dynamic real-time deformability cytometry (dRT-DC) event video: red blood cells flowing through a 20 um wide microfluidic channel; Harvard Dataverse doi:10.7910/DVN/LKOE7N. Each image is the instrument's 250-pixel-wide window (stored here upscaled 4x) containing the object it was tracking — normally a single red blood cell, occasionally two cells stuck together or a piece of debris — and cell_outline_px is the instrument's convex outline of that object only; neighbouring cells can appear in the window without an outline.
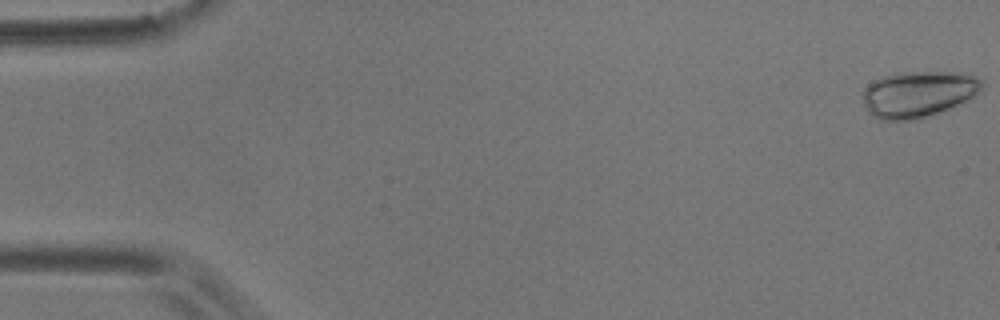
{"species": "common noctule bat (a hibernating species)", "species_latin": "Nyctalus noctula", "temperature_condition": "room temperature", "stored_images_in_passage": 56, "camera_frame_rate_fps": 3000, "um_per_image_px": 0.085, "animal": {"sex": "male", "body_mass_g": 17.9}, "frame": {"image": 1, "passage_image": 1, "time_ms": 0.0, "image_size_px": [1000, 320], "cell_outline_px": [[984, 84], [976, 96], [940, 112], [916, 120], [880, 120], [872, 116], [868, 112], [864, 104], [864, 88], [872, 80], [880, 76], [896, 72], [968, 72], [984, 80]], "centroid_in_image_um": [78.07, 7.97], "position_along_channel_um": 6.9, "area_um2": 32.66}}
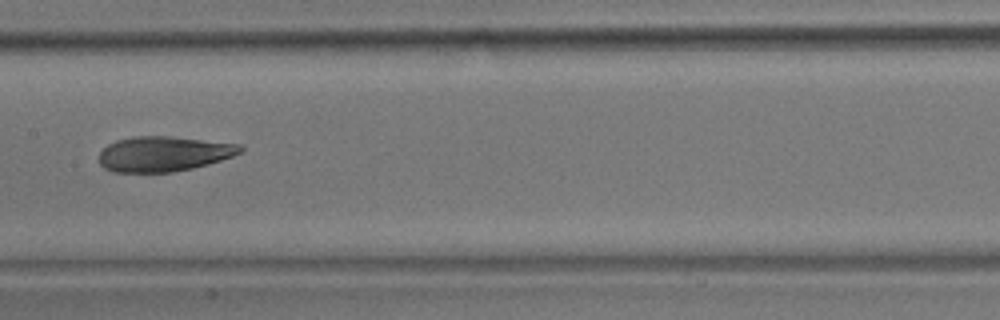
{"frame": {"image": 2, "passage_image": 28, "time_ms": 9.0, "image_size_px": [1000, 320], "cell_outline_px": [[244, 148], [240, 152], [232, 156], [208, 164], [192, 168], [172, 172], [112, 172], [104, 168], [100, 164], [100, 152], [108, 144], [116, 140], [132, 136], [168, 136], [240, 144]], "centroid_in_image_um": [13.88, 13.07], "position_along_channel_um": 193.5, "area_um2": 28.78}}
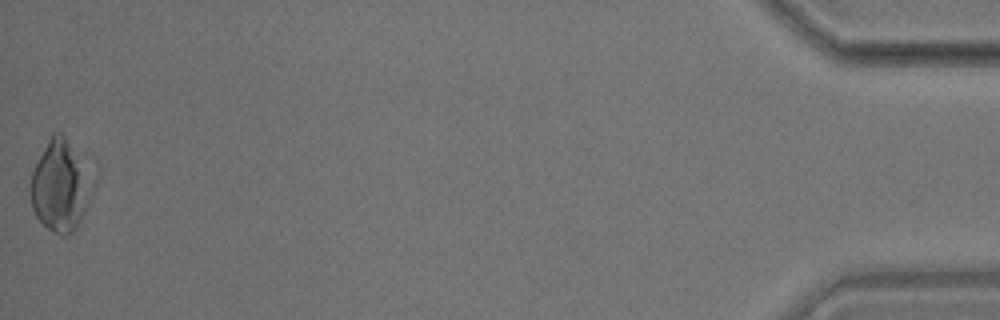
{"frame": {"image": 3, "passage_image": 56, "time_ms": 18.333, "image_size_px": [1000, 320], "cell_outline_px": [[88, 200], [80, 220], [76, 228], [68, 236], [60, 236], [48, 228], [36, 216], [32, 208], [28, 192], [32, 172], [52, 132], [60, 132], [64, 136], [88, 184]], "centroid_in_image_um": [4.96, 15.93], "position_along_channel_um": 430.2, "area_um2": 30.46}, "authors_computed_cell_mechanics": {"area_um2": 29.2757, "velocity_mm_per_s": 3.5578, "shape_relaxation_time_tau1_ms": null, "shape_relaxation_time_tau2_ms": 3.696, "deformation_change_tau1": null, "deformation_change_tau2": 0.0968}}